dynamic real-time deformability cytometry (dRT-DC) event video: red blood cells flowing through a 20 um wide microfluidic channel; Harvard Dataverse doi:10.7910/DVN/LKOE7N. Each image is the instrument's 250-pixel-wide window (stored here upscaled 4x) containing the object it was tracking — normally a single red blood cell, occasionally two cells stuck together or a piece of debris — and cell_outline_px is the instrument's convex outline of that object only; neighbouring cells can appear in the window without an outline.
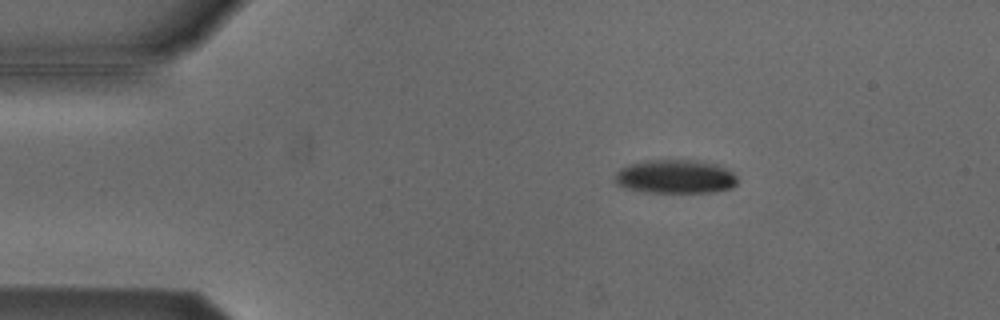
{"species": "Egyptian fruit bat (a non-hibernating species)", "species_latin": "Rousettus aegyptiacus", "temperature_condition": "cold", "stored_images_in_passage": 4, "camera_frame_rate_fps": 3000, "um_per_image_px": 0.085, "animal": {"sex": "male"}, "frame": {"image": 1, "passage_image": 1, "time_ms": 0.0, "image_size_px": [1000, 320], "cell_outline_px": [[736, 184], [732, 188], [716, 192], [644, 192], [628, 188], [616, 184], [616, 172], [620, 168], [628, 164], [652, 160], [692, 160], [716, 164], [732, 172], [736, 176]], "centroid_in_image_um": [57.41, 15.02], "position_along_channel_um": 27.6, "area_um2": 23.93}}
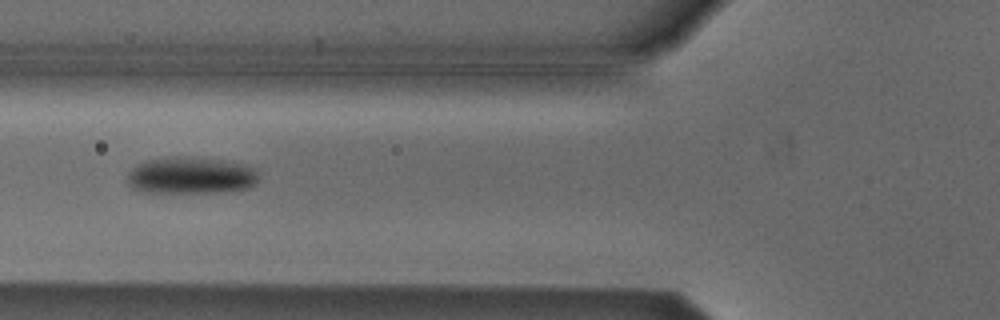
{"frame": {"image": 2, "passage_image": 4, "time_ms": 1.0, "image_size_px": [1000, 320], "cell_outline_px": [[256, 184], [248, 188], [220, 192], [144, 192], [132, 188], [128, 184], [128, 172], [136, 164], [144, 160], [176, 156], [192, 156], [224, 160], [244, 164], [256, 168]], "centroid_in_image_um": [16.2, 14.9], "position_along_channel_um": 109.6, "area_um2": 28.5}}